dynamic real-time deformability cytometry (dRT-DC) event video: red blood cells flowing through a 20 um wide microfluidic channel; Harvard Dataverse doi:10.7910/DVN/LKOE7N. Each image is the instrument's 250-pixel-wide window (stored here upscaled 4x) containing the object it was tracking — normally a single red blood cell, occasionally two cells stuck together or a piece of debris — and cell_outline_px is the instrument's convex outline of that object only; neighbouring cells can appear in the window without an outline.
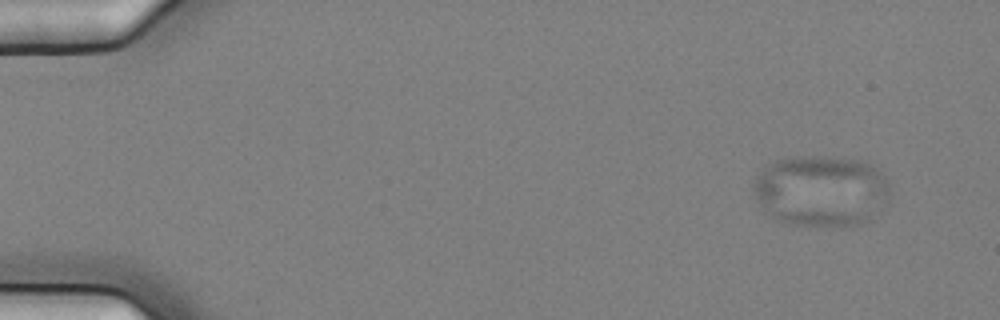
{"species": "common noctule bat (a hibernating species)", "species_latin": "Nyctalus noctula", "temperature_condition": "cold", "stored_images_in_passage": 6, "camera_frame_rate_fps": 3000, "um_per_image_px": 0.085, "animal": {"sex": "female", "body_mass_g": 25.1}, "frame": {"image": 1, "passage_image": 2, "time_ms": 0.333, "image_size_px": [1000, 320], "cell_outline_px": [[888, 192], [884, 200], [868, 220], [860, 224], [788, 224], [764, 212], [756, 200], [752, 192], [752, 184], [756, 176], [764, 164], [776, 160], [796, 156], [844, 156], [868, 164], [876, 168], [888, 180]], "centroid_in_image_um": [69.69, 16.16], "position_along_channel_um": 15.3, "area_um2": 56.24}}
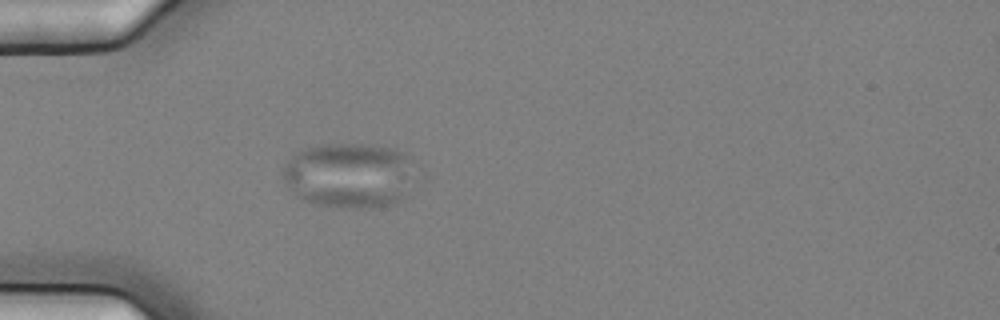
{"frame": {"image": 2, "passage_image": 6, "time_ms": 1.667, "image_size_px": [1000, 320], "cell_outline_px": [[412, 156], [404, 196], [396, 204], [380, 208], [336, 208], [316, 204], [300, 200], [288, 188], [284, 180], [284, 164], [296, 152], [304, 148], [324, 144], [376, 144], [396, 148]], "centroid_in_image_um": [29.63, 14.9], "position_along_channel_um": 55.4, "area_um2": 50.69}}